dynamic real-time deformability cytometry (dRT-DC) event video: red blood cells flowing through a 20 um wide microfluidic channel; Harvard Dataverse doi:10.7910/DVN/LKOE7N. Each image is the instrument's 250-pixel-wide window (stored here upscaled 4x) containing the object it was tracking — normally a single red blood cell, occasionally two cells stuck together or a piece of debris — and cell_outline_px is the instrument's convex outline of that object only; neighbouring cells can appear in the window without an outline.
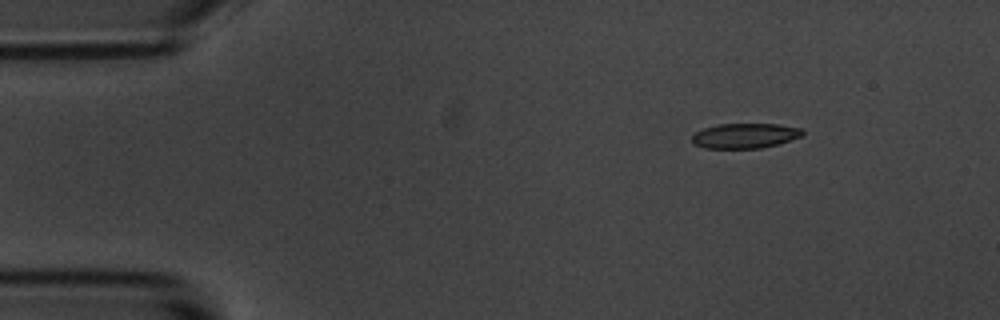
{"species": "common noctule bat (a hibernating species)", "species_latin": "Nyctalus noctula", "temperature_condition": "room temperature", "stored_images_in_passage": 8, "camera_frame_rate_fps": 3000, "um_per_image_px": 0.085, "animal": {"sex": "male", "body_mass_g": 20.1, "forearm_length_mm": 53.5}, "frame": {"image": 1, "passage_image": 1, "time_ms": 0.0, "image_size_px": [1000, 320], "cell_outline_px": [[804, 132], [800, 136], [776, 144], [760, 148], [704, 148], [692, 144], [692, 136], [696, 132], [704, 128], [716, 124], [780, 124], [800, 128]], "centroid_in_image_um": [63.26, 11.53], "position_along_channel_um": 21.7, "area_um2": 15.95}}
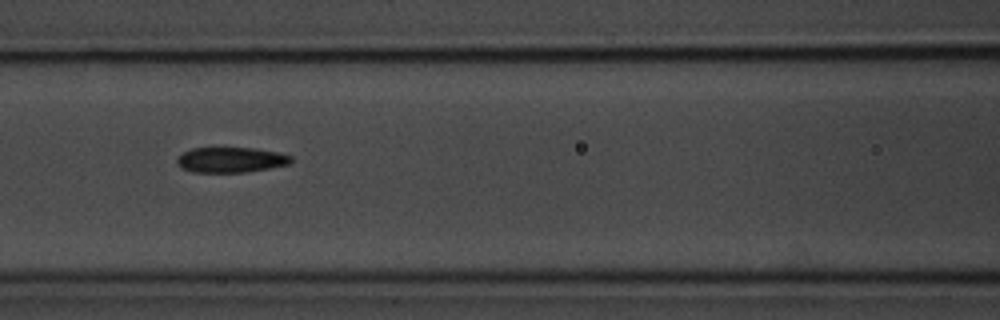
{"frame": {"image": 2, "passage_image": 6, "time_ms": 5.667, "image_size_px": [1000, 320], "cell_outline_px": [[292, 160], [288, 164], [268, 168], [244, 172], [192, 172], [180, 168], [176, 164], [176, 160], [184, 152], [192, 148], [252, 148], [276, 152], [292, 156]], "centroid_in_image_um": [19.57, 13.59], "position_along_channel_um": 147.0, "area_um2": 16.65}}
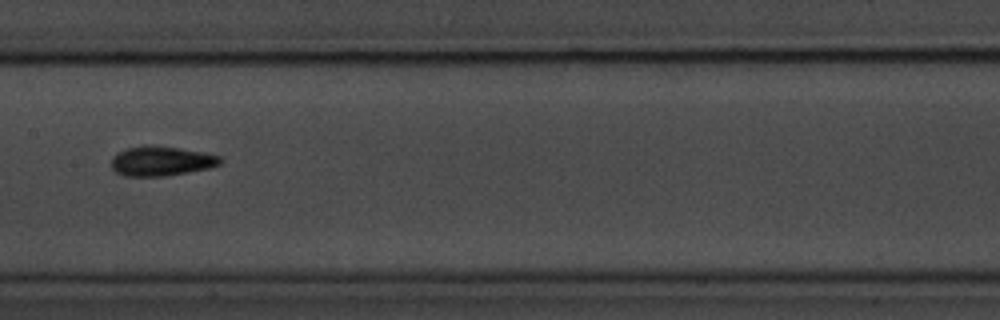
{"frame": {"image": 3, "passage_image": 7, "time_ms": 7.0, "image_size_px": [1000, 320], "cell_outline_px": [[224, 160], [220, 164], [208, 168], [188, 172], [164, 176], [124, 176], [116, 172], [112, 168], [112, 156], [116, 152], [128, 148], [144, 144], [176, 148], [204, 152], [220, 156]], "centroid_in_image_um": [13.69, 13.68], "position_along_channel_um": 193.7, "area_um2": 18.84}}